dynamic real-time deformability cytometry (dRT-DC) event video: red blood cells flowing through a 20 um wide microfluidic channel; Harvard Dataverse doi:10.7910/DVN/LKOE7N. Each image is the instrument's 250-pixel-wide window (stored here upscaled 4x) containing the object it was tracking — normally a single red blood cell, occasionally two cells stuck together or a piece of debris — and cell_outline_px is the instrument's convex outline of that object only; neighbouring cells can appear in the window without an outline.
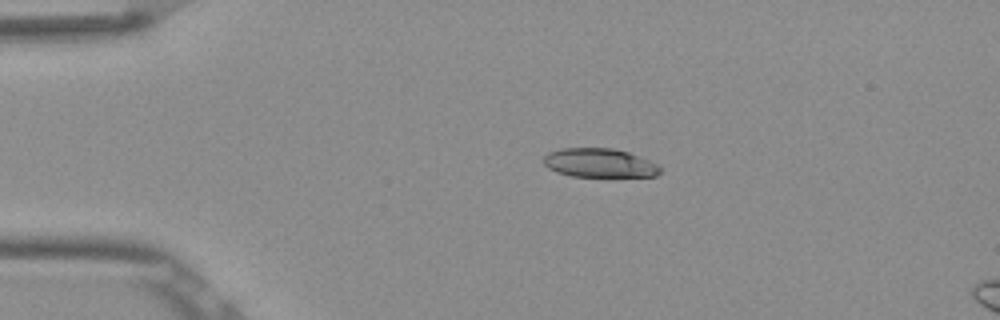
{"species": "Egyptian fruit bat (a non-hibernating species)", "species_latin": "Rousettus aegyptiacus", "temperature_condition": "room temperature", "stored_images_in_passage": 7, "camera_frame_rate_fps": 3000, "um_per_image_px": 0.085, "frame": {"image": 1, "passage_image": 1, "time_ms": 0.0, "image_size_px": [1000, 320], "cell_outline_px": [[660, 172], [656, 176], [572, 176], [556, 172], [548, 168], [544, 164], [544, 156], [548, 152], [560, 148], [612, 148], [628, 152], [660, 164]], "centroid_in_image_um": [50.95, 13.84], "position_along_channel_um": 34.1, "area_um2": 19.65}}